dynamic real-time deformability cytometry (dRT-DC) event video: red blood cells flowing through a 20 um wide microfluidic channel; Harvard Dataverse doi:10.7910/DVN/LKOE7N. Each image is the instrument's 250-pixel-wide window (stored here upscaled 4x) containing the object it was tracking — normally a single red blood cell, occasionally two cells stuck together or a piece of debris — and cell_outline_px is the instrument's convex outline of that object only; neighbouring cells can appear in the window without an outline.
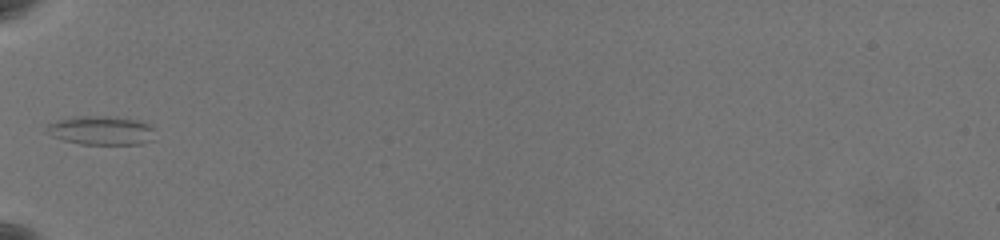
{"species": "common noctule bat (a hibernating species)", "species_latin": "Nyctalus noctula", "temperature_condition": "warm", "stored_images_in_passage": 37, "camera_frame_rate_fps": 3000, "um_per_image_px": 0.085, "animal": {"sex": "female", "body_mass_g": 19.5, "forearm_length_mm": 54.1}, "frame": {"image": 1, "passage_image": 1, "time_ms": 0.0, "image_size_px": [1000, 240], "cell_outline_px": [[152, 140], [140, 144], [80, 144], [64, 140], [52, 136], [44, 132], [44, 128], [48, 124], [60, 120], [76, 116], [108, 116], [140, 120], [148, 124], [152, 128]], "centroid_in_image_um": [8.56, 11.08], "position_along_channel_um": 76.4, "area_um2": 18.21}}
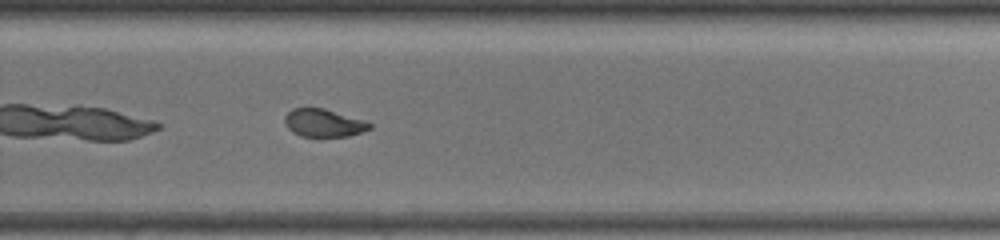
{"frame": {"image": 2, "passage_image": 20, "time_ms": 6.333, "image_size_px": [1000, 240], "cell_outline_px": [[372, 128], [348, 136], [300, 136], [292, 132], [284, 124], [284, 116], [292, 108], [324, 108], [368, 120], [372, 124]], "centroid_in_image_um": [27.53, 10.44], "position_along_channel_um": 302.3, "area_um2": 13.99}}
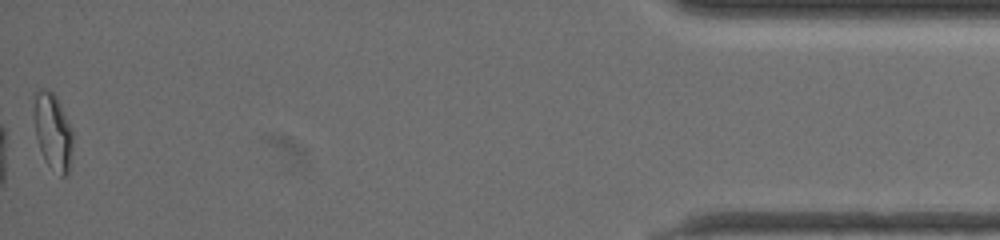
{"frame": {"image": 3, "passage_image": 37, "time_ms": 12.0, "image_size_px": [1000, 240], "cell_outline_px": [[72, 148], [68, 176], [60, 176], [44, 160], [36, 136], [32, 112], [32, 92], [40, 88], [48, 88], [56, 96], [72, 128]], "centroid_in_image_um": [4.45, 11.1], "position_along_channel_um": 430.8, "area_um2": 17.86}, "authors_computed_cell_mechanics": {"area_um2": 14.9124, "velocity_mm_per_s": 3.5953, "shape_relaxation_time_tau1_ms": null, "shape_relaxation_time_tau2_ms": 1.4782, "deformation_change_tau1": null, "deformation_change_tau2": 0.0657}}